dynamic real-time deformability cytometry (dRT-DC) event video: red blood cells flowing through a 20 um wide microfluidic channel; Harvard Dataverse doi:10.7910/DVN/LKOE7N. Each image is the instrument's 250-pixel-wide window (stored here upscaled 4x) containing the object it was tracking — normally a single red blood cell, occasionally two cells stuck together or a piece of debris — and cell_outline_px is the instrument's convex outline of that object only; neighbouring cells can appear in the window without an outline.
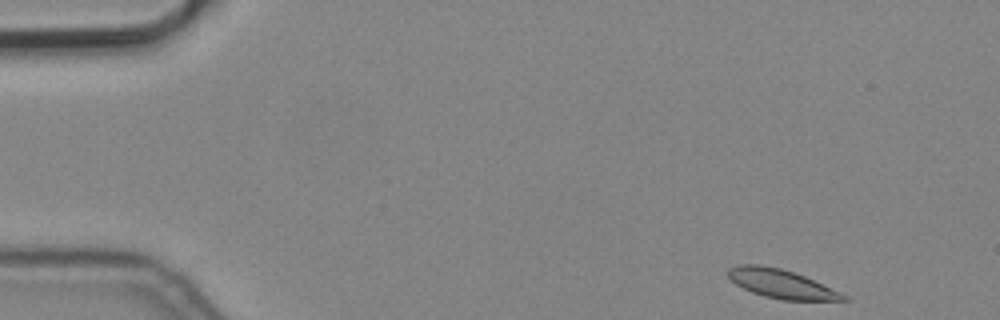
{"species": "common noctule bat (a hibernating species)", "species_latin": "Nyctalus noctula", "temperature_condition": "cold", "stored_images_in_passage": 4, "camera_frame_rate_fps": 3000, "um_per_image_px": 0.085, "animal": {"sex": "male", "body_mass_g": 19.2, "forearm_length_mm": 51.8}, "frame": {"image": 1, "passage_image": 1, "time_ms": 0.0, "image_size_px": [1000, 320], "cell_outline_px": [[848, 300], [780, 300], [764, 296], [752, 292], [736, 284], [728, 276], [728, 268], [740, 264], [760, 264], [780, 268], [804, 276], [840, 292], [848, 296]], "centroid_in_image_um": [66.39, 24.12], "position_along_channel_um": 18.6, "area_um2": 19.13}}
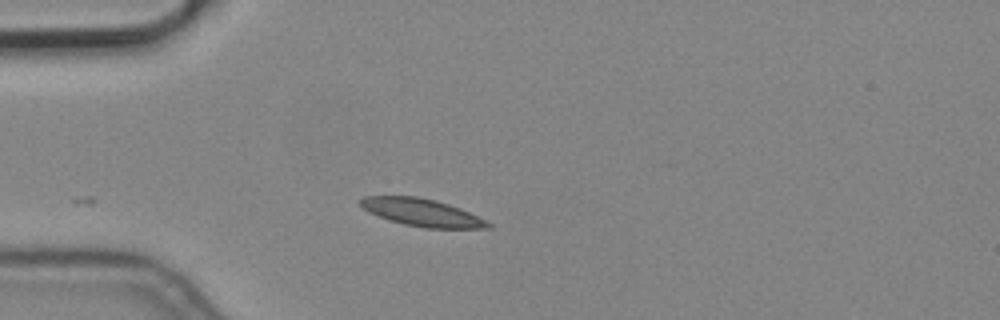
{"frame": {"image": 2, "passage_image": 4, "time_ms": 1.0, "image_size_px": [1000, 320], "cell_outline_px": [[492, 228], [424, 228], [404, 224], [368, 212], [360, 204], [360, 200], [364, 196], [416, 196], [436, 200], [460, 208], [492, 224]], "centroid_in_image_um": [35.86, 18.06], "position_along_channel_um": 49.1, "area_um2": 20.11}}